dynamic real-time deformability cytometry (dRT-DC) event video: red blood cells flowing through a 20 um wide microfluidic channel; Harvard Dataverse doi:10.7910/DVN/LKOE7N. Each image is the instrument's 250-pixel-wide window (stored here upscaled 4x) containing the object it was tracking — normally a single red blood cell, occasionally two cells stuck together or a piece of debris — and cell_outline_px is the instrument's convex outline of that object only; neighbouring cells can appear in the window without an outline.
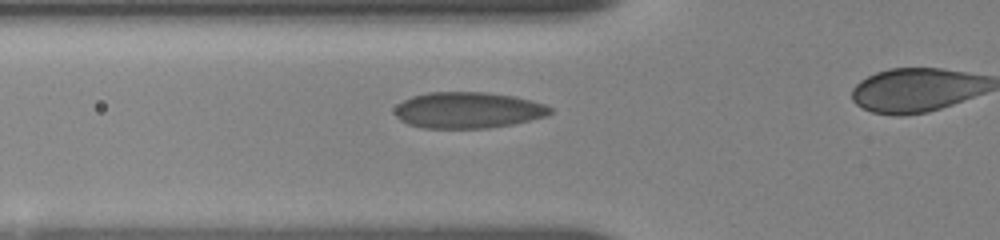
{"species": "human", "species_latin": "Homo sapiens", "temperature_condition": "room temperature", "stored_images_in_passage": 33, "camera_frame_rate_fps": 3000, "um_per_image_px": 0.085, "donor": {"sex": "female"}, "frame": {"image": 1, "passage_image": 9, "time_ms": 3.667, "image_size_px": [1000, 240], "cell_outline_px": [[552, 112], [548, 116], [512, 124], [488, 128], [420, 128], [408, 124], [400, 120], [396, 116], [396, 104], [412, 96], [428, 92], [484, 92], [512, 96], [544, 104], [552, 108]], "centroid_in_image_um": [39.76, 9.37], "position_along_channel_um": 86.0, "area_um2": 32.71}}
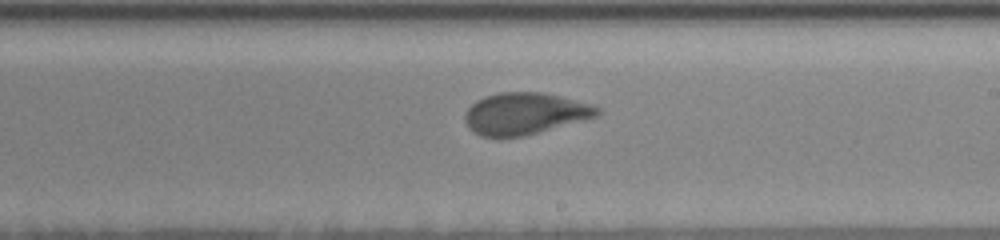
{"frame": {"image": 2, "passage_image": 22, "time_ms": 8.0, "image_size_px": [1000, 240], "cell_outline_px": [[600, 112], [596, 116], [524, 136], [500, 140], [480, 136], [472, 132], [468, 128], [464, 120], [464, 116], [468, 108], [476, 100], [484, 96], [500, 92], [540, 92], [588, 104], [600, 108]], "centroid_in_image_um": [44.48, 9.69], "position_along_channel_um": 244.5, "area_um2": 32.25}}
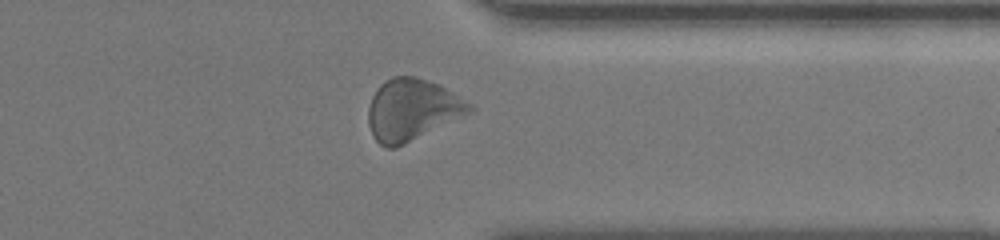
{"frame": {"image": 3, "passage_image": 32, "time_ms": 11.667, "image_size_px": [1000, 240], "cell_outline_px": [[476, 108], [472, 112], [396, 148], [388, 148], [380, 144], [372, 136], [368, 124], [368, 108], [372, 96], [376, 88], [380, 84], [392, 76], [416, 76], [440, 84], [472, 104]], "centroid_in_image_um": [35.02, 9.32], "position_along_channel_um": 376.4, "area_um2": 36.53}}